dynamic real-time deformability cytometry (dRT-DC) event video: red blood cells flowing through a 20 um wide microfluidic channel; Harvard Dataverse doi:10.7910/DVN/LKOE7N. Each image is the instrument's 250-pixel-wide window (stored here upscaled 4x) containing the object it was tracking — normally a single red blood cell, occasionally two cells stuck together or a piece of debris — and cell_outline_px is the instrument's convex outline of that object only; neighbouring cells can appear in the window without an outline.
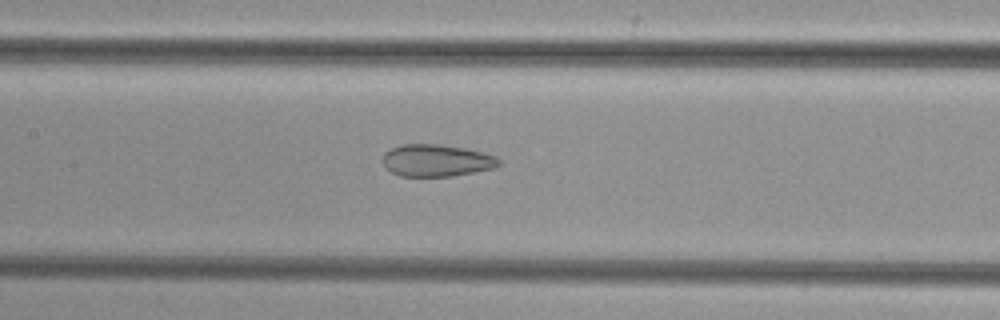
{"species": "common noctule bat (a hibernating species)", "species_latin": "Nyctalus noctula", "temperature_condition": "cold", "stored_images_in_passage": 48, "camera_frame_rate_fps": 3000, "um_per_image_px": 0.085, "animal": {"sex": "female", "body_mass_g": 29.2, "forearm_length_mm": 56.3}, "frame": {"image": 1, "passage_image": 21, "time_ms": 6.667, "image_size_px": [1000, 320], "cell_outline_px": [[500, 164], [492, 168], [452, 176], [400, 176], [384, 168], [384, 152], [392, 148], [404, 144], [440, 144], [464, 148], [496, 156], [500, 160]], "centroid_in_image_um": [37.07, 13.64], "position_along_channel_um": 170.3, "area_um2": 21.5}}
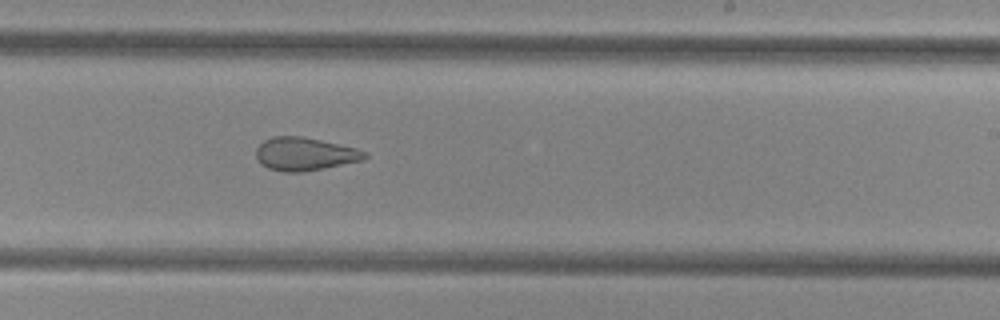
{"frame": {"image": 2, "passage_image": 28, "time_ms": 9.0, "image_size_px": [1000, 320], "cell_outline_px": [[368, 156], [364, 160], [304, 172], [284, 172], [268, 168], [260, 164], [256, 156], [256, 148], [264, 140], [272, 136], [304, 136], [356, 148], [368, 152]], "centroid_in_image_um": [25.91, 13.09], "position_along_channel_um": 263.1, "area_um2": 21.15}}
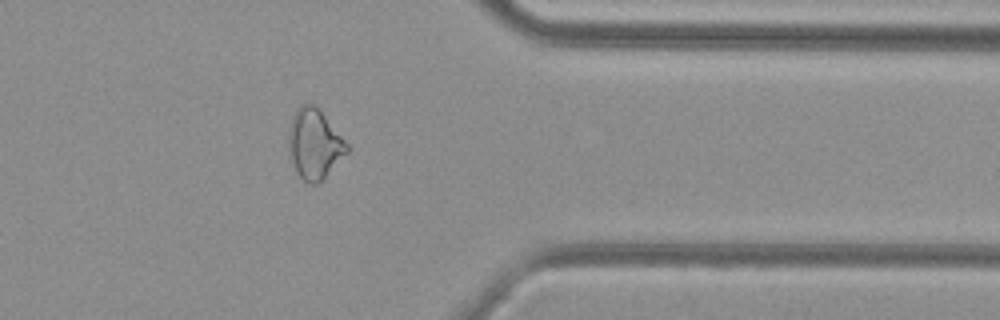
{"frame": {"image": 3, "passage_image": 38, "time_ms": 12.333, "image_size_px": [1000, 320], "cell_outline_px": [[348, 152], [316, 184], [308, 184], [296, 172], [288, 156], [288, 136], [292, 116], [296, 108], [300, 104], [308, 100], [316, 104], [348, 144]], "centroid_in_image_um": [26.68, 12.17], "position_along_channel_um": 384.7, "area_um2": 23.99}}